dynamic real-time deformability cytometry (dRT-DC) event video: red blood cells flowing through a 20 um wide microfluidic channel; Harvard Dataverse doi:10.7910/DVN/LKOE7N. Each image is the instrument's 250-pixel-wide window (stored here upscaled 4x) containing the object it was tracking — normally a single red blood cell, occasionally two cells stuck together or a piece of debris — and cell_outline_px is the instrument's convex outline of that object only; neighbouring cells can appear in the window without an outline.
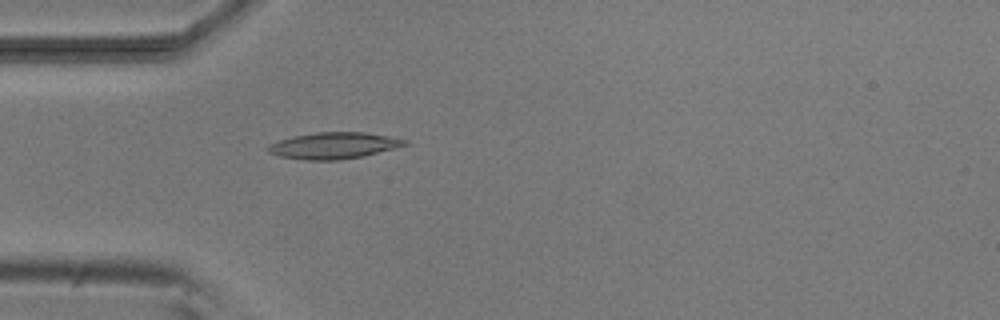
{"species": "common noctule bat (a hibernating species)", "species_latin": "Nyctalus noctula", "temperature_condition": "room temperature", "stored_images_in_passage": 2, "camera_frame_rate_fps": 3000, "um_per_image_px": 0.085, "animal": {"sex": "male", "body_mass_g": 20.5, "forearm_length_mm": 52.5}, "frame": {"image": 1, "passage_image": 2, "time_ms": 1.333, "image_size_px": [1000, 320], "cell_outline_px": [[408, 144], [364, 156], [340, 160], [304, 160], [280, 156], [268, 152], [264, 148], [268, 144], [292, 136], [316, 132], [364, 132], [408, 140]], "centroid_in_image_um": [28.31, 12.37], "position_along_channel_um": 56.7, "area_um2": 21.04}}